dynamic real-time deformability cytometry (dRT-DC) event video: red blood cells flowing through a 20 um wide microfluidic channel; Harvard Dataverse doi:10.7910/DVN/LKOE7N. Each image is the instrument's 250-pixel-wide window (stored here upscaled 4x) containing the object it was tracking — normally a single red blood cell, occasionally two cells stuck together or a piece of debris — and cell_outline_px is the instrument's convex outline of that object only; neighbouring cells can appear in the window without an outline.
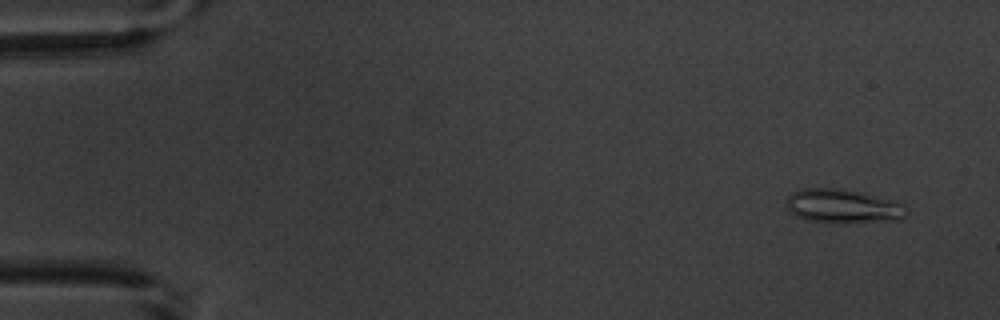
{"species": "common noctule bat (a hibernating species)", "species_latin": "Nyctalus noctula", "temperature_condition": "warm", "stored_images_in_passage": 6, "camera_frame_rate_fps": 3000, "um_per_image_px": 0.085, "animal": {"sex": "male", "body_mass_g": 20.1, "forearm_length_mm": 53.5}, "frame": {"image": 1, "passage_image": 1, "time_ms": 0.0, "image_size_px": [1000, 320], "cell_outline_px": [[908, 212], [900, 220], [808, 220], [796, 216], [788, 208], [788, 196], [792, 192], [804, 188], [844, 188], [860, 192], [904, 204], [908, 208]], "centroid_in_image_um": [71.65, 17.47], "position_along_channel_um": 13.3, "area_um2": 22.6}}
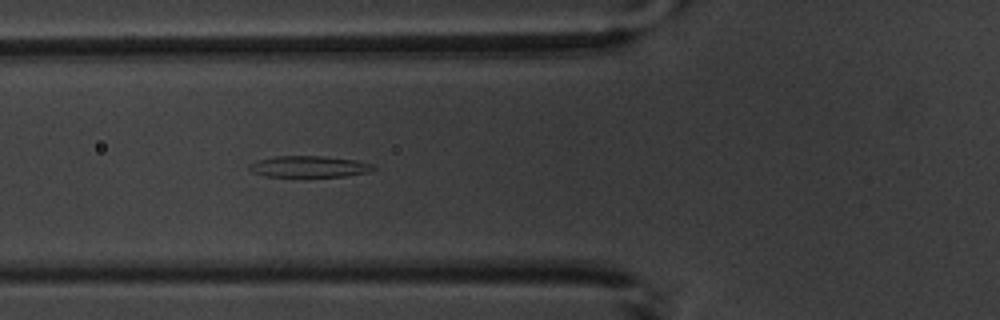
{"frame": {"image": 2, "passage_image": 6, "time_ms": 5.667, "image_size_px": [1000, 320], "cell_outline_px": [[376, 168], [368, 172], [344, 176], [264, 176], [252, 172], [248, 168], [248, 164], [260, 160], [276, 156], [324, 156], [356, 160], [372, 164]], "centroid_in_image_um": [26.26, 14.15], "position_along_channel_um": 99.5, "area_um2": 15.26}}